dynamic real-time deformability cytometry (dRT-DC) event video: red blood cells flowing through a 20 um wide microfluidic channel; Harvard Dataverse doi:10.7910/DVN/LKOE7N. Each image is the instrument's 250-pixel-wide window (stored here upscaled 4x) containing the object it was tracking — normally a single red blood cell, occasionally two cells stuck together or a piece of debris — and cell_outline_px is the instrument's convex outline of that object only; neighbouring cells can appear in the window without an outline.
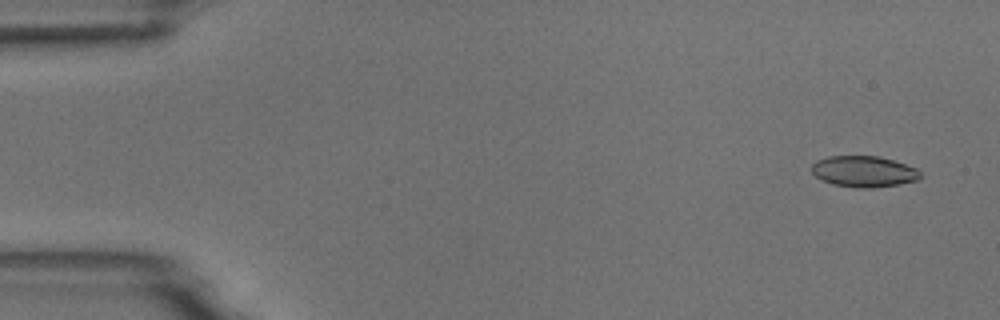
{"species": "common noctule bat (a hibernating species)", "species_latin": "Nyctalus noctula", "temperature_condition": "room temperature", "stored_images_in_passage": 4, "camera_frame_rate_fps": 3000, "um_per_image_px": 0.085, "animal": {"sex": "male", "body_mass_g": 18.8}, "frame": {"image": 1, "passage_image": 1, "time_ms": 0.0, "image_size_px": [1000, 320], "cell_outline_px": [[920, 180], [872, 188], [856, 188], [832, 184], [816, 176], [812, 172], [812, 164], [816, 160], [828, 156], [880, 156], [916, 168], [920, 172]], "centroid_in_image_um": [73.41, 14.57], "position_along_channel_um": 11.6, "area_um2": 19.59}}
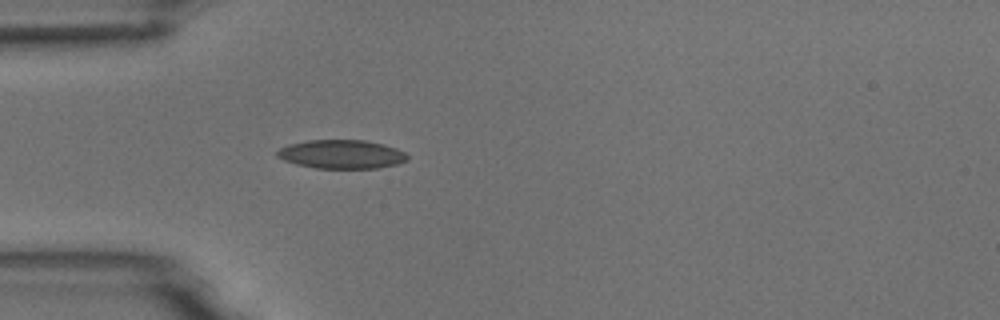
{"frame": {"image": 2, "passage_image": 4, "time_ms": 4.333, "image_size_px": [1000, 320], "cell_outline_px": [[408, 160], [396, 164], [376, 168], [316, 168], [296, 164], [284, 160], [276, 156], [276, 152], [280, 148], [288, 144], [308, 140], [364, 140], [396, 148], [404, 152], [408, 156]], "centroid_in_image_um": [29.0, 13.11], "position_along_channel_um": 56.0, "area_um2": 21.68}}